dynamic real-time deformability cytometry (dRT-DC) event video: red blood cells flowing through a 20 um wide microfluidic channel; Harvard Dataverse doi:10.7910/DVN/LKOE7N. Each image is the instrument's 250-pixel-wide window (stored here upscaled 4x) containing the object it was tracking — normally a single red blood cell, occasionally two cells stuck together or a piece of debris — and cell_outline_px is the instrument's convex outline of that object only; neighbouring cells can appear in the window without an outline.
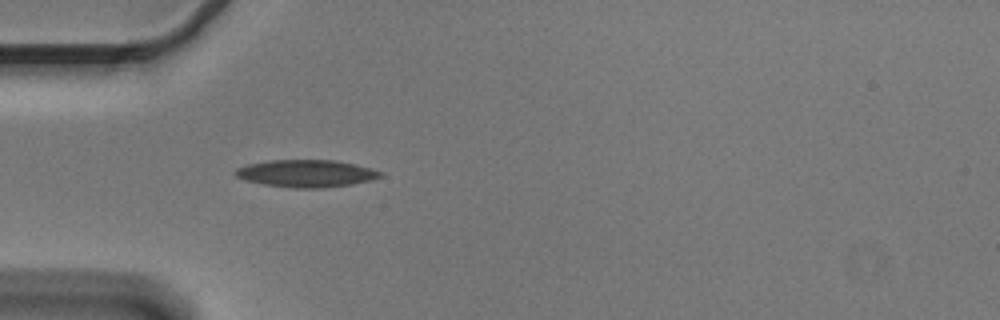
{"species": "Egyptian fruit bat (a non-hibernating species)", "species_latin": "Rousettus aegyptiacus", "temperature_condition": "cold", "stored_images_in_passage": 40, "camera_frame_rate_fps": 3000, "um_per_image_px": 0.085, "animal": {"sex": "male"}, "frame": {"image": 1, "passage_image": 1, "time_ms": 0.0, "image_size_px": [1000, 320], "cell_outline_px": [[384, 176], [352, 184], [324, 188], [292, 188], [264, 184], [244, 180], [236, 176], [232, 172], [236, 168], [248, 164], [268, 160], [336, 160], [384, 172]], "centroid_in_image_um": [25.99, 14.74], "position_along_channel_um": 59.0, "area_um2": 23.06}}
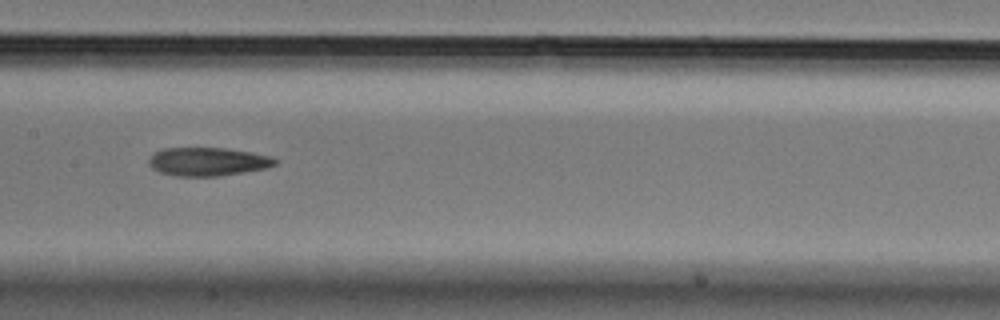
{"frame": {"image": 2, "passage_image": 12, "time_ms": 3.667, "image_size_px": [1000, 320], "cell_outline_px": [[280, 164], [268, 168], [220, 176], [176, 176], [160, 172], [152, 168], [148, 164], [148, 160], [156, 152], [164, 148], [228, 148], [252, 152], [272, 156], [280, 160]], "centroid_in_image_um": [17.75, 13.74], "position_along_channel_um": 189.6, "area_um2": 21.21}}
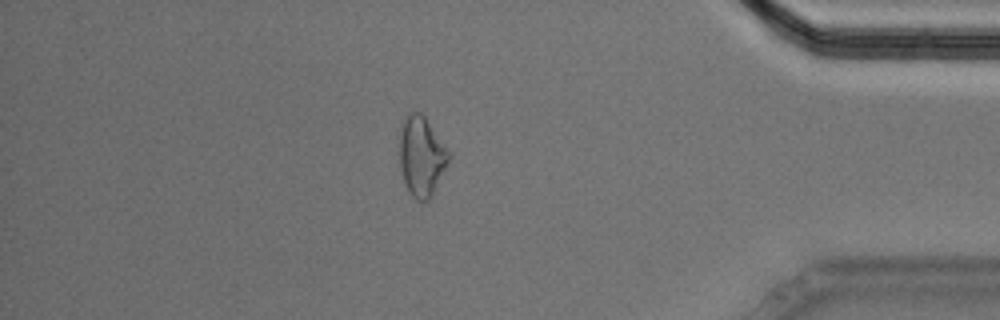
{"frame": {"image": 3, "passage_image": 32, "time_ms": 10.333, "image_size_px": [1000, 320], "cell_outline_px": [[452, 156], [432, 196], [428, 200], [416, 200], [412, 196], [404, 184], [400, 168], [400, 136], [404, 116], [412, 112], [420, 112], [424, 116], [452, 152]], "centroid_in_image_um": [35.86, 13.29], "position_along_channel_um": 399.3, "area_um2": 23.18}}